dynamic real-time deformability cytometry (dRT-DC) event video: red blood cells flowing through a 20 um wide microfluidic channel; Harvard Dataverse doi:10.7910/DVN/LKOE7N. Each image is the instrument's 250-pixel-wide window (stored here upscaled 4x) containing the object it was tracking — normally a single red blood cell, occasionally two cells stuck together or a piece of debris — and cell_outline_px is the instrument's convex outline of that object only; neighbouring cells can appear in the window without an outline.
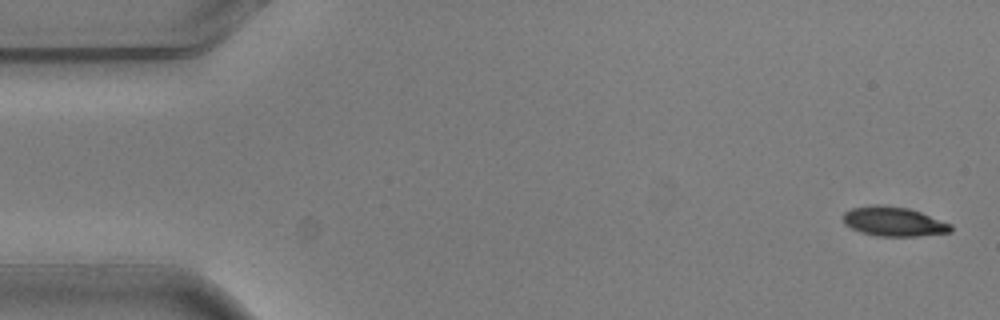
{"species": "common noctule bat (a hibernating species)", "species_latin": "Nyctalus noctula", "temperature_condition": "warm", "stored_images_in_passage": 5, "camera_frame_rate_fps": 3000, "um_per_image_px": 0.085, "animal": {"sex": "male", "body_mass_g": 20.5, "forearm_length_mm": 52.5}, "frame": {"image": 1, "passage_image": 1, "time_ms": 0.0, "image_size_px": [1000, 320], "cell_outline_px": [[952, 232], [920, 236], [876, 236], [860, 232], [844, 224], [844, 212], [852, 208], [872, 204], [880, 204], [908, 208], [920, 212], [952, 224]], "centroid_in_image_um": [75.97, 18.83], "position_along_channel_um": 9.0, "area_um2": 18.55}}
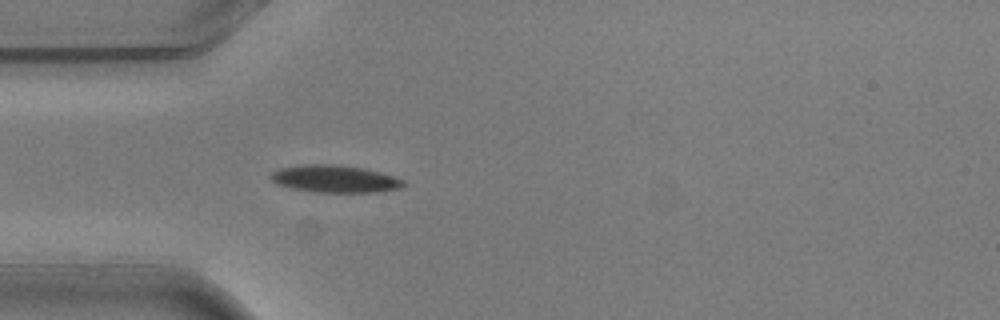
{"frame": {"image": 2, "passage_image": 5, "time_ms": 1.333, "image_size_px": [1000, 320], "cell_outline_px": [[408, 184], [400, 188], [376, 192], [316, 192], [292, 188], [276, 184], [268, 176], [272, 172], [280, 168], [304, 164], [336, 164], [364, 168], [380, 172], [404, 180]], "centroid_in_image_um": [28.46, 15.2], "position_along_channel_um": 56.5, "area_um2": 21.21}}